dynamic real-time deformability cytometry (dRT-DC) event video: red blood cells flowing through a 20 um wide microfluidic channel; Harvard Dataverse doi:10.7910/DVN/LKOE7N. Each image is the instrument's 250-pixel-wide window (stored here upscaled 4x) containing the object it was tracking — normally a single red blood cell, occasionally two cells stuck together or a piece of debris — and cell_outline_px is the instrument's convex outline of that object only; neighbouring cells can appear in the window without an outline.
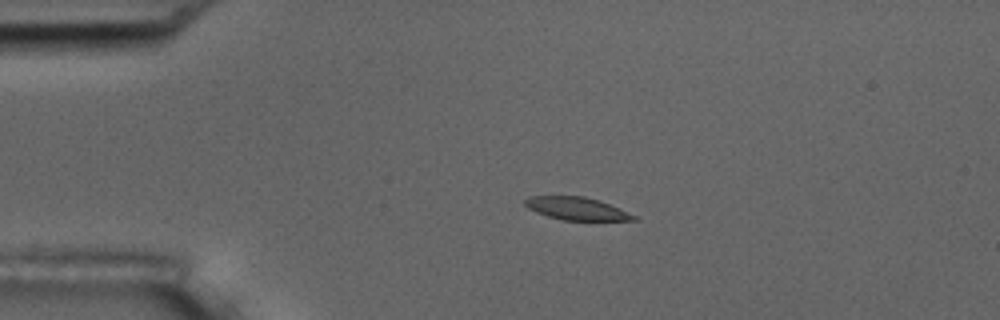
{"species": "common noctule bat (a hibernating species)", "species_latin": "Nyctalus noctula", "temperature_condition": "room temperature", "stored_images_in_passage": 44, "camera_frame_rate_fps": 3000, "um_per_image_px": 0.085, "animal": {"sex": "male", "body_mass_g": 17.5, "forearm_length_mm": 52.3}, "frame": {"image": 1, "passage_image": 1, "time_ms": 0.0, "image_size_px": [1000, 320], "cell_outline_px": [[636, 220], [560, 220], [536, 212], [528, 208], [524, 204], [524, 200], [528, 196], [584, 196], [620, 208], [636, 216]], "centroid_in_image_um": [48.97, 17.73], "position_along_channel_um": 36.0, "area_um2": 14.28}}
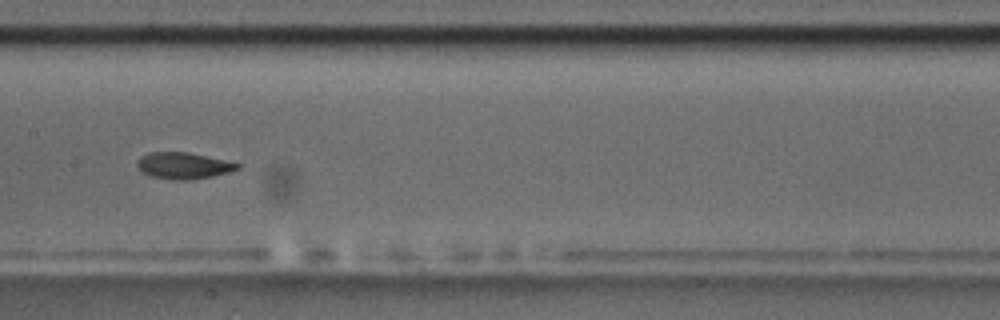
{"frame": {"image": 2, "passage_image": 17, "time_ms": 5.333, "image_size_px": [1000, 320], "cell_outline_px": [[240, 168], [228, 172], [212, 176], [192, 180], [172, 180], [152, 176], [144, 172], [136, 164], [140, 156], [148, 152], [188, 152], [240, 164]], "centroid_in_image_um": [15.57, 14.08], "position_along_channel_um": 191.8, "area_um2": 15.26}}
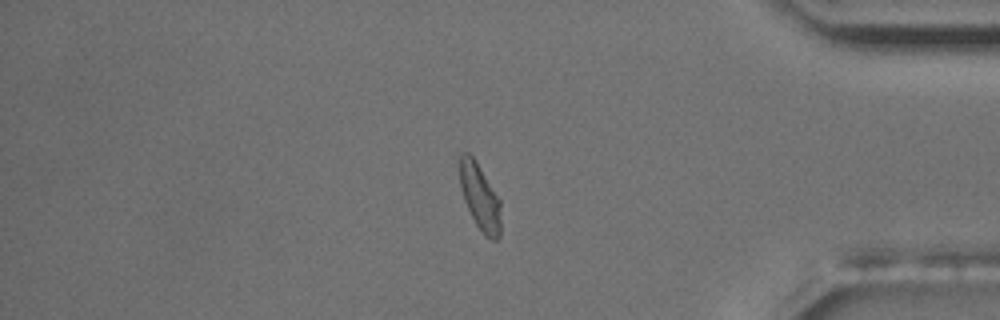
{"frame": {"image": 3, "passage_image": 36, "time_ms": 11.667, "image_size_px": [1000, 320], "cell_outline_px": [[500, 236], [496, 240], [492, 240], [484, 236], [476, 224], [464, 200], [460, 188], [460, 152], [468, 152], [472, 156], [500, 200]], "centroid_in_image_um": [40.78, 16.78], "position_along_channel_um": 394.4, "area_um2": 15.61}, "authors_computed_cell_mechanics": {"area_um2": 15.4904, "velocity_mm_per_s": 3.6362, "shape_relaxation_time_tau1_ms": 1.932, "shape_relaxation_time_tau2_ms": 1.4252, "deformation_change_tau1": 0.1332, "deformation_change_tau2": 0.0716}}